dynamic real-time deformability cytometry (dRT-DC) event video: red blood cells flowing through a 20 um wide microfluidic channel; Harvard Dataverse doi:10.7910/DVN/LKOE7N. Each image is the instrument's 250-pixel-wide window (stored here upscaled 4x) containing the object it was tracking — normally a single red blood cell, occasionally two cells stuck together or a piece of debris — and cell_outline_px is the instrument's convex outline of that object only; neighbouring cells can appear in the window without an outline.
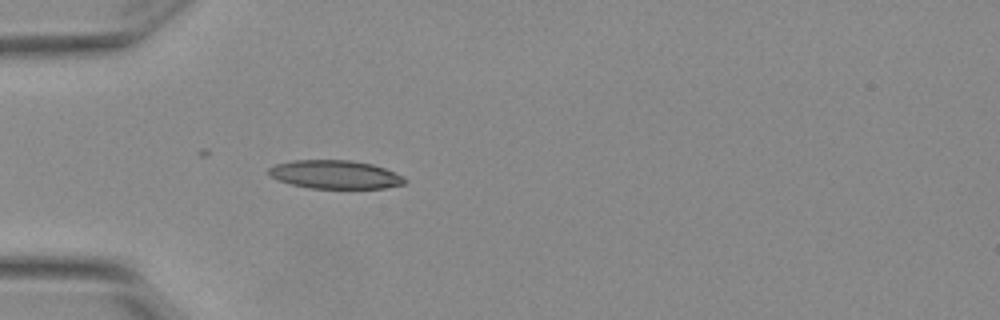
{"species": "Egyptian fruit bat (a non-hibernating species)", "species_latin": "Rousettus aegyptiacus", "temperature_condition": "warm", "stored_images_in_passage": 4, "camera_frame_rate_fps": 3000, "um_per_image_px": 0.085, "animal": {"sex": "female"}, "frame": {"image": 1, "passage_image": 4, "time_ms": 1.0, "image_size_px": [1000, 320], "cell_outline_px": [[408, 180], [404, 184], [384, 188], [308, 188], [292, 184], [280, 180], [272, 176], [268, 172], [268, 168], [276, 164], [292, 160], [348, 160], [372, 164], [384, 168], [404, 176]], "centroid_in_image_um": [28.51, 14.83], "position_along_channel_um": 56.5, "area_um2": 22.43}}